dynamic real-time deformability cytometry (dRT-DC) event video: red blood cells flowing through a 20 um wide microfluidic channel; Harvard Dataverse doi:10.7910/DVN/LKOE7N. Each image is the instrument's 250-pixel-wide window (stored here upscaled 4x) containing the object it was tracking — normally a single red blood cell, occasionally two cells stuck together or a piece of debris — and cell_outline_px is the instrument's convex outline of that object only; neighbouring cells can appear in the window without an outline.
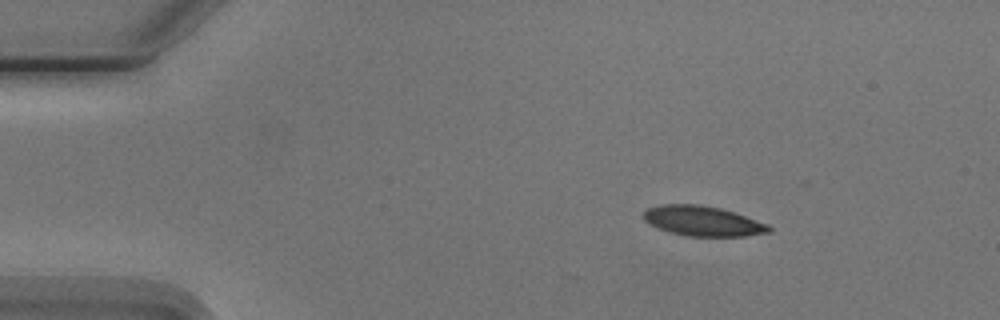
{"species": "Egyptian fruit bat (a non-hibernating species)", "species_latin": "Rousettus aegyptiacus", "temperature_condition": "cold", "stored_images_in_passage": 5, "camera_frame_rate_fps": 3000, "um_per_image_px": 0.085, "animal": {"sex": "male"}, "frame": {"image": 1, "passage_image": 2, "time_ms": 1.0, "image_size_px": [1000, 320], "cell_outline_px": [[772, 232], [744, 236], [688, 236], [668, 232], [656, 228], [648, 224], [644, 220], [644, 212], [648, 208], [664, 204], [700, 204], [720, 208], [768, 224], [772, 228]], "centroid_in_image_um": [59.71, 18.79], "position_along_channel_um": 25.3, "area_um2": 21.91}}
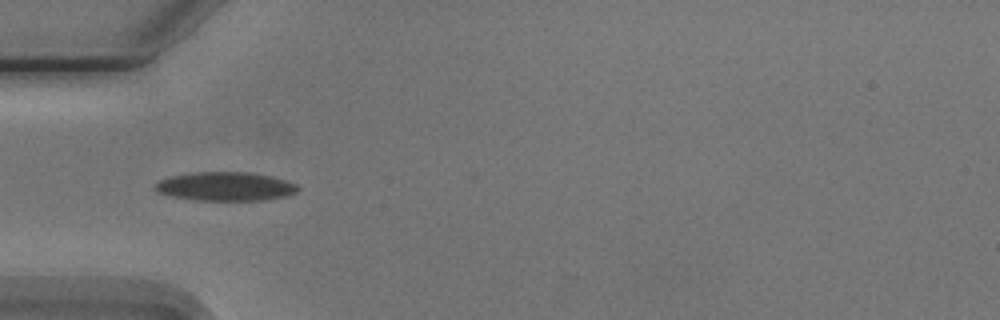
{"frame": {"image": 2, "passage_image": 4, "time_ms": 4.0, "image_size_px": [1000, 320], "cell_outline_px": [[300, 188], [296, 192], [284, 196], [264, 200], [196, 200], [172, 196], [156, 192], [152, 188], [152, 184], [160, 180], [172, 176], [196, 172], [248, 172], [272, 176], [296, 184]], "centroid_in_image_um": [19.12, 15.84], "position_along_channel_um": 65.9, "area_um2": 23.93}}
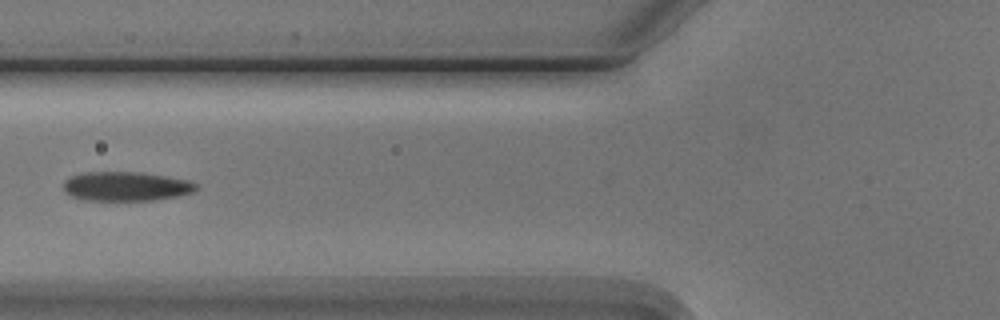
{"frame": {"image": 3, "passage_image": 5, "time_ms": 5.333, "image_size_px": [1000, 320], "cell_outline_px": [[200, 188], [192, 192], [180, 196], [152, 200], [80, 200], [64, 192], [64, 180], [72, 176], [84, 172], [144, 172], [188, 180], [200, 184]], "centroid_in_image_um": [10.75, 15.84], "position_along_channel_um": 115.1, "area_um2": 22.89}}